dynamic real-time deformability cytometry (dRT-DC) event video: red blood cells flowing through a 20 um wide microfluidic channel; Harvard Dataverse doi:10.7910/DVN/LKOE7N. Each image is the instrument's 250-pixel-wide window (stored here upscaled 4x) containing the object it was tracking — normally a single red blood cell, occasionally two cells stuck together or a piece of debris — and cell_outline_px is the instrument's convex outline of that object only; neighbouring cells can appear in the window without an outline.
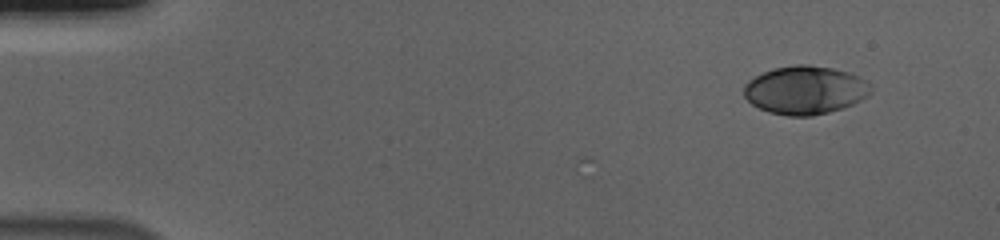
{"species": "human", "species_latin": "Homo sapiens", "temperature_condition": "cold", "stored_images_in_passage": 40, "camera_frame_rate_fps": 3000, "um_per_image_px": 0.085, "donor": {"sex": "male"}, "frame": {"image": 1, "passage_image": 1, "time_ms": 0.0, "image_size_px": [1000, 240], "cell_outline_px": [[872, 92], [868, 96], [852, 104], [828, 112], [812, 116], [788, 116], [768, 112], [752, 104], [744, 96], [744, 84], [748, 80], [772, 68], [796, 64], [808, 64], [832, 68], [848, 72], [872, 84]], "centroid_in_image_um": [68.43, 7.65], "position_along_channel_um": 16.6, "area_um2": 35.78}}
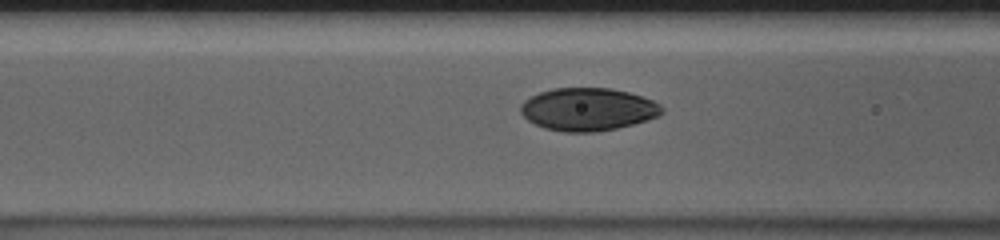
{"frame": {"image": 2, "passage_image": 19, "time_ms": 6.0, "image_size_px": [1000, 240], "cell_outline_px": [[664, 112], [660, 116], [648, 120], [616, 128], [592, 132], [564, 132], [544, 128], [528, 120], [520, 112], [520, 104], [524, 100], [540, 92], [552, 88], [612, 88], [628, 92], [652, 100], [660, 104], [664, 108]], "centroid_in_image_um": [49.98, 9.29], "position_along_channel_um": 116.6, "area_um2": 35.26}}
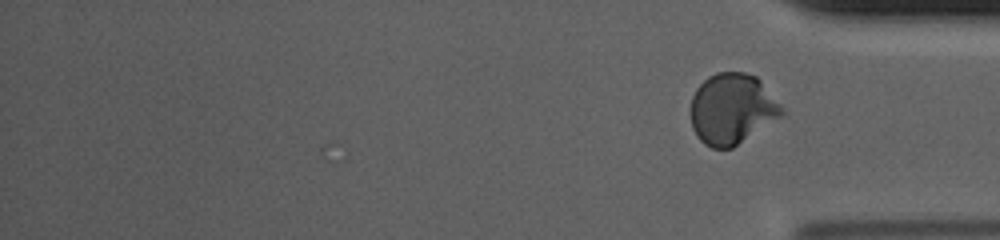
{"frame": {"image": 3, "passage_image": 40, "time_ms": 13.0, "image_size_px": [1000, 240], "cell_outline_px": [[784, 112], [780, 116], [732, 148], [712, 148], [704, 144], [696, 136], [692, 128], [692, 96], [696, 88], [708, 76], [716, 72], [744, 72], [756, 76], [760, 80], [784, 108]], "centroid_in_image_um": [62.2, 9.24], "position_along_channel_um": 373.0, "area_um2": 37.22}, "authors_computed_cell_mechanics": {"area_um2": 35.4603, "velocity_mm_per_s": 3.6828, "shape_relaxation_time_tau1_ms": 3.9823, "shape_relaxation_time_tau2_ms": 0.8794, "deformation_change_tau1": 0.1728, "deformation_change_tau2": 0.0314}}